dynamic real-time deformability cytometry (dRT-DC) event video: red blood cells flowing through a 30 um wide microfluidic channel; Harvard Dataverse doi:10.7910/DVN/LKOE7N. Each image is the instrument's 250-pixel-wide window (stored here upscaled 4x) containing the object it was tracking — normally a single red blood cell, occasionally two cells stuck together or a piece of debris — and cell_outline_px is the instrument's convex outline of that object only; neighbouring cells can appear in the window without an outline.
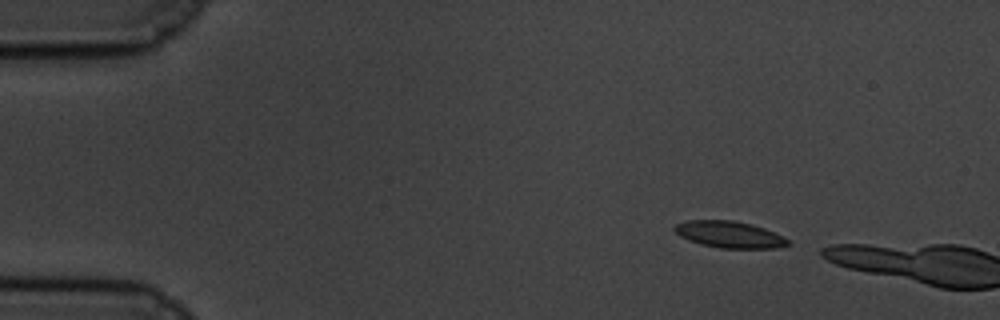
{"species": "common noctule bat (a hibernating species)", "species_latin": "Nyctalus noctula", "temperature_condition": "cold", "stored_images_in_passage": 6, "camera_frame_rate_fps": 3000, "um_per_image_px": 0.085, "animal": {"sex": "male", "body_mass_g": 19.5, "forearm_length_mm": 54.6}, "frame": {"image": 1, "passage_image": 3, "time_ms": 0.667, "image_size_px": [1000, 320], "cell_outline_px": [[792, 244], [776, 248], [720, 248], [700, 244], [688, 240], [680, 236], [672, 228], [676, 224], [688, 220], [732, 220], [752, 224], [764, 228], [784, 236]], "centroid_in_image_um": [62.01, 19.93], "position_along_channel_um": 23.0, "area_um2": 17.69}}